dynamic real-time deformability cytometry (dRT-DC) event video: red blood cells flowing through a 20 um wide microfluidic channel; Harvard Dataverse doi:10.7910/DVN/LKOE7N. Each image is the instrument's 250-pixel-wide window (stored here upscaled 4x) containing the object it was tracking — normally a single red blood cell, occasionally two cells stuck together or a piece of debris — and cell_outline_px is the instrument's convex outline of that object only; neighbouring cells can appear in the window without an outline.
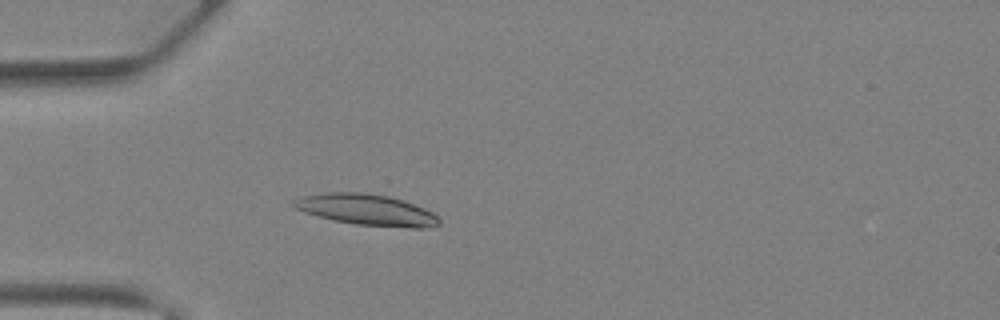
{"species": "Egyptian fruit bat (a non-hibernating species)", "species_latin": "Rousettus aegyptiacus", "temperature_condition": "warm", "stored_images_in_passage": 36, "camera_frame_rate_fps": 3000, "um_per_image_px": 0.085, "animal": {"sex": "female"}, "frame": {"image": 1, "passage_image": 5, "time_ms": 1.333, "image_size_px": [1000, 320], "cell_outline_px": [[440, 224], [436, 228], [412, 228], [356, 224], [332, 220], [304, 212], [296, 208], [292, 204], [292, 200], [300, 196], [328, 192], [364, 192], [388, 196], [404, 200], [424, 208], [432, 212], [440, 220]], "centroid_in_image_um": [31.18, 17.83], "position_along_channel_um": 53.8, "area_um2": 26.53}}
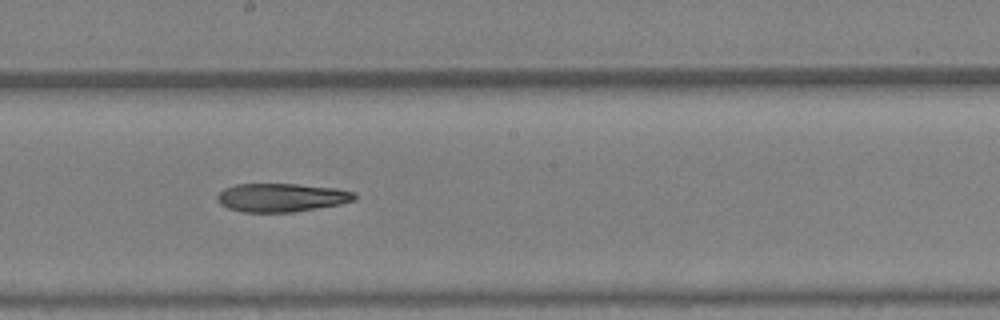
{"frame": {"image": 2, "passage_image": 16, "time_ms": 5.0, "image_size_px": [1000, 320], "cell_outline_px": [[356, 200], [340, 204], [292, 212], [244, 212], [228, 208], [220, 204], [216, 200], [216, 196], [224, 188], [236, 184], [296, 184], [336, 188], [356, 192]], "centroid_in_image_um": [23.92, 16.79], "position_along_channel_um": 224.3, "area_um2": 22.83}}
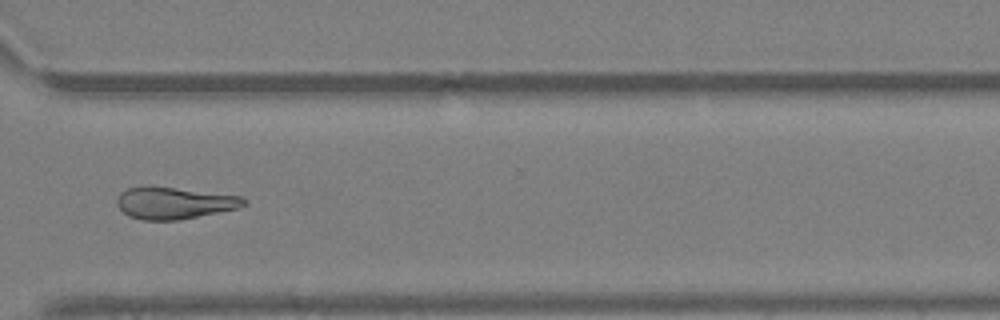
{"frame": {"image": 3, "passage_image": 24, "time_ms": 7.667, "image_size_px": [1000, 320], "cell_outline_px": [[248, 204], [236, 208], [176, 220], [144, 220], [128, 216], [116, 204], [116, 200], [120, 192], [128, 188], [144, 184], [152, 184], [244, 196], [248, 200]], "centroid_in_image_um": [14.78, 17.2], "position_along_channel_um": 355.8, "area_um2": 24.1}}